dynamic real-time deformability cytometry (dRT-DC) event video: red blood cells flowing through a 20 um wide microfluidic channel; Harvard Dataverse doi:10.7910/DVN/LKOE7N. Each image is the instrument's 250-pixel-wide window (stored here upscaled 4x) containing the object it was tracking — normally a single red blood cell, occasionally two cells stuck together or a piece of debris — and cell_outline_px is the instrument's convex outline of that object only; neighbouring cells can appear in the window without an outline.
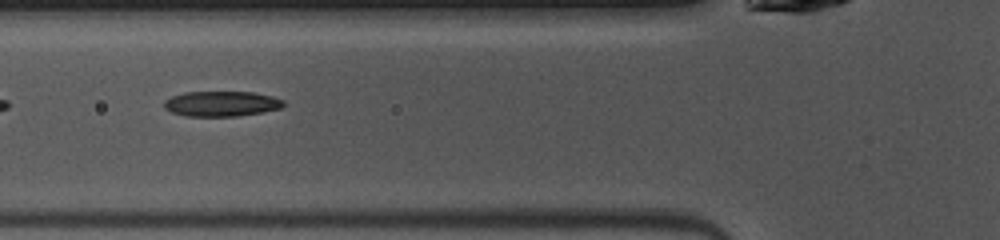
{"species": "common noctule bat (a hibernating species)", "species_latin": "Nyctalus noctula", "temperature_condition": "warm", "stored_images_in_passage": 47, "camera_frame_rate_fps": 3000, "um_per_image_px": 0.085, "animal": {"sex": "female", "body_mass_g": 10.0, "forearm_length_mm": 53.1}, "frame": {"image": 1, "passage_image": 15, "time_ms": 4.667, "image_size_px": [1000, 240], "cell_outline_px": [[284, 104], [280, 108], [260, 112], [236, 116], [184, 116], [172, 112], [164, 108], [164, 100], [172, 96], [184, 92], [252, 92], [272, 96], [284, 100]], "centroid_in_image_um": [18.79, 8.81], "position_along_channel_um": 107.0, "area_um2": 17.46}}
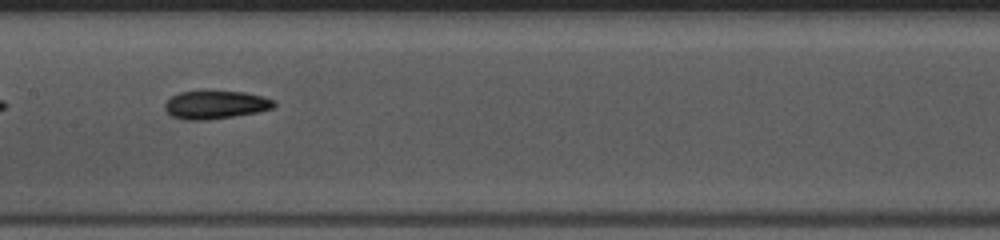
{"frame": {"image": 2, "passage_image": 21, "time_ms": 6.667, "image_size_px": [1000, 240], "cell_outline_px": [[276, 104], [272, 108], [256, 112], [208, 120], [188, 120], [172, 116], [164, 108], [164, 104], [172, 96], [180, 92], [244, 92], [264, 96], [276, 100]], "centroid_in_image_um": [18.34, 8.91], "position_along_channel_um": 189.1, "area_um2": 17.63}}
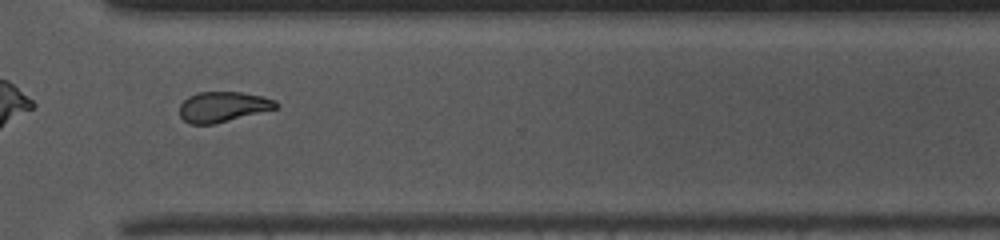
{"frame": {"image": 3, "passage_image": 33, "time_ms": 10.667, "image_size_px": [1000, 240], "cell_outline_px": [[280, 108], [212, 124], [192, 124], [184, 120], [180, 116], [180, 104], [188, 96], [200, 92], [240, 92], [260, 96], [276, 100], [280, 104]], "centroid_in_image_um": [18.98, 9.07], "position_along_channel_um": 351.6, "area_um2": 16.99}, "authors_computed_cell_mechanics": {"area_um2": 17.7446, "velocity_mm_per_s": 4.081, "shape_relaxation_time_tau1_ms": 6.2028, "shape_relaxation_time_tau2_ms": 7.3812, "deformation_change_tau1": 0.1699, "deformation_change_tau2": 0.163}}